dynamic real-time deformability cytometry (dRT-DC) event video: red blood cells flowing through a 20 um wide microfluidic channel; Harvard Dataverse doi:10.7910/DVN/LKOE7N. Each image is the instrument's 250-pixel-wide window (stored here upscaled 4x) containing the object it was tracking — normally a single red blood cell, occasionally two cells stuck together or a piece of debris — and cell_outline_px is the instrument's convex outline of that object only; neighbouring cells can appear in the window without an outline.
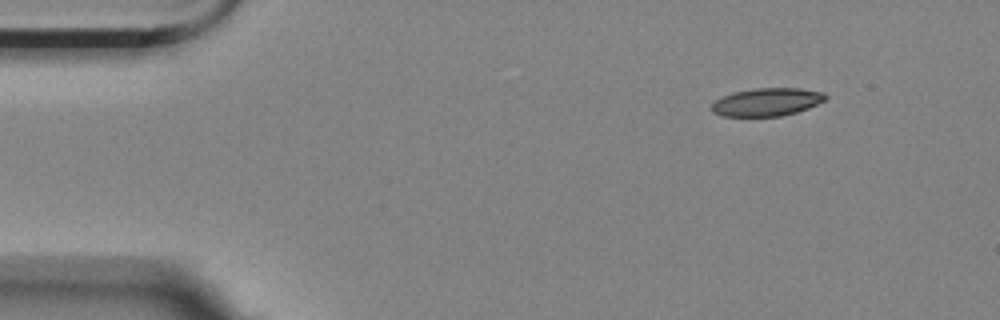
{"species": "Egyptian fruit bat (a non-hibernating species)", "species_latin": "Rousettus aegyptiacus", "temperature_condition": "room temperature", "stored_images_in_passage": 48, "camera_frame_rate_fps": 3000, "um_per_image_px": 0.085, "animal": {"sex": "female"}, "frame": {"image": 1, "passage_image": 1, "time_ms": 0.0, "image_size_px": [1000, 320], "cell_outline_px": [[828, 96], [824, 100], [808, 108], [796, 112], [780, 116], [724, 116], [712, 112], [712, 104], [716, 100], [732, 92], [756, 88], [800, 88], [824, 92]], "centroid_in_image_um": [65.19, 8.66], "position_along_channel_um": 19.8, "area_um2": 18.44}}
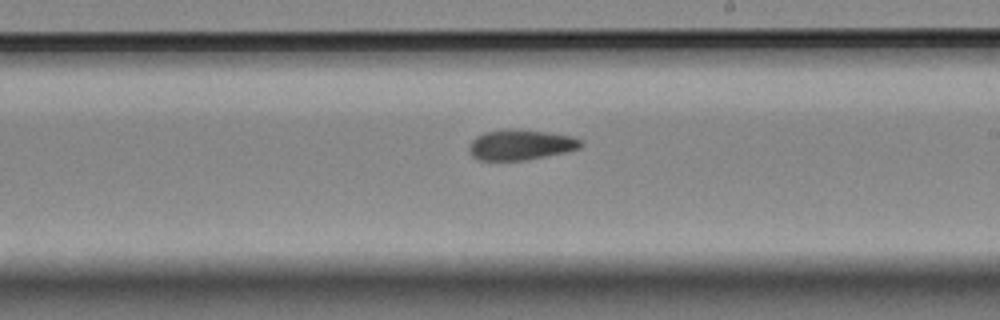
{"frame": {"image": 2, "passage_image": 27, "time_ms": 8.667, "image_size_px": [1000, 320], "cell_outline_px": [[584, 144], [580, 148], [564, 152], [524, 160], [480, 160], [472, 156], [468, 148], [472, 140], [476, 136], [484, 132], [512, 128], [544, 132], [572, 136], [584, 140]], "centroid_in_image_um": [44.26, 12.3], "position_along_channel_um": 244.7, "area_um2": 19.71}}
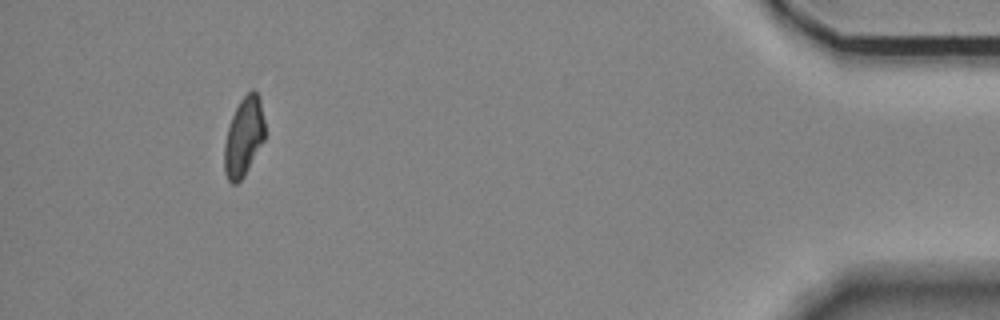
{"frame": {"image": 3, "passage_image": 47, "time_ms": 15.333, "image_size_px": [1000, 320], "cell_outline_px": [[264, 140], [244, 176], [236, 184], [232, 184], [228, 180], [224, 172], [224, 144], [228, 128], [232, 116], [240, 100], [252, 88], [260, 96], [264, 120]], "centroid_in_image_um": [20.72, 11.63], "position_along_channel_um": 414.5, "area_um2": 18.61}}